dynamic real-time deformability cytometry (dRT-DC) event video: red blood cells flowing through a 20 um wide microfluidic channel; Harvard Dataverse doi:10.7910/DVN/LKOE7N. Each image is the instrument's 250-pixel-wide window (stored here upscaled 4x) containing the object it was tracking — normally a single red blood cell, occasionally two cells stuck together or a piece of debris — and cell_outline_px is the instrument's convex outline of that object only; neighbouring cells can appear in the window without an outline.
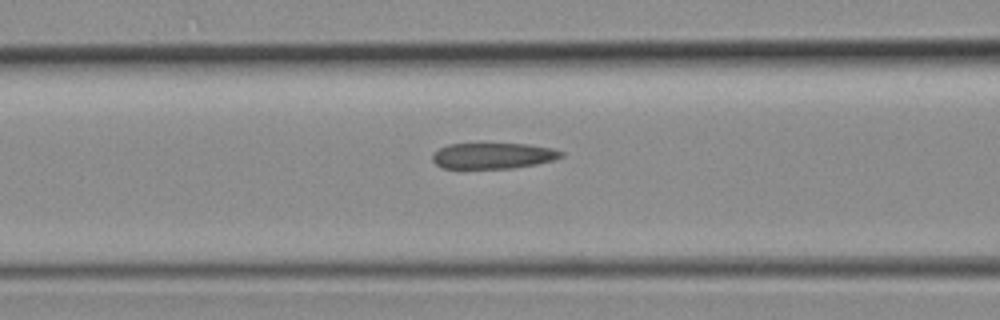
{"species": "common noctule bat (a hibernating species)", "species_latin": "Nyctalus noctula", "temperature_condition": "room temperature", "stored_images_in_passage": 5, "camera_frame_rate_fps": 3000, "um_per_image_px": 0.085, "animal": {"sex": "female", "body_mass_g": 19.3, "forearm_length_mm": 54.1}, "frame": {"image": 1, "passage_image": 5, "time_ms": 1.333, "image_size_px": [1000, 320], "cell_outline_px": [[564, 156], [552, 160], [536, 164], [512, 168], [444, 168], [436, 164], [432, 160], [432, 156], [440, 148], [448, 144], [528, 144], [552, 148], [564, 152]], "centroid_in_image_um": [41.94, 13.24], "position_along_channel_um": 124.7, "area_um2": 19.25}}